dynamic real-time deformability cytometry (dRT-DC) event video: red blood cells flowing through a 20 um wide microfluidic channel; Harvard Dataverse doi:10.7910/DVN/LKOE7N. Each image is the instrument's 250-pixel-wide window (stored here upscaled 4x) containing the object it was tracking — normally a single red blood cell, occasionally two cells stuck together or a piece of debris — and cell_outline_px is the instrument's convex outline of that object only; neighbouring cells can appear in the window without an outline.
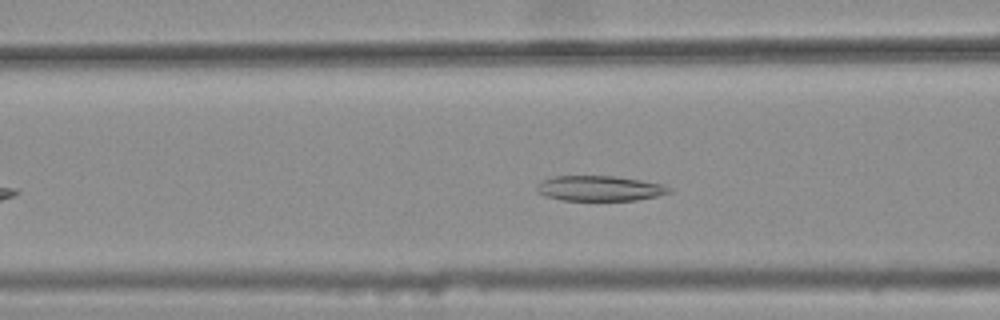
{"species": "common noctule bat (a hibernating species)", "species_latin": "Nyctalus noctula", "temperature_condition": "warm", "stored_images_in_passage": 36, "camera_frame_rate_fps": 3000, "um_per_image_px": 0.085, "animal": {"sex": "female", "body_mass_g": 25.1}, "frame": {"image": 1, "passage_image": 13, "time_ms": 4.0, "image_size_px": [1000, 320], "cell_outline_px": [[672, 192], [656, 196], [636, 200], [560, 200], [544, 196], [536, 192], [536, 184], [552, 176], [612, 176], [640, 180], [664, 184], [672, 188]], "centroid_in_image_um": [50.95, 16.01], "position_along_channel_um": 115.7, "area_um2": 19.54}}
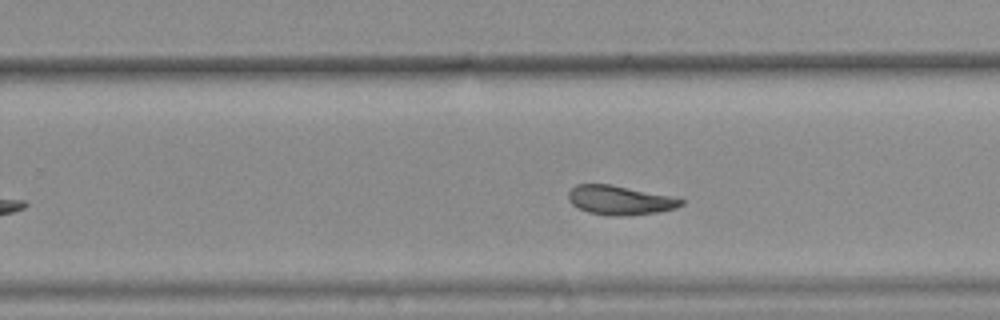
{"frame": {"image": 2, "passage_image": 26, "time_ms": 8.333, "image_size_px": [1000, 320], "cell_outline_px": [[684, 204], [676, 208], [656, 212], [620, 216], [588, 212], [572, 204], [568, 200], [568, 192], [576, 184], [608, 184], [668, 196], [684, 200]], "centroid_in_image_um": [52.65, 17.01], "position_along_channel_um": 277.2, "area_um2": 18.61}}
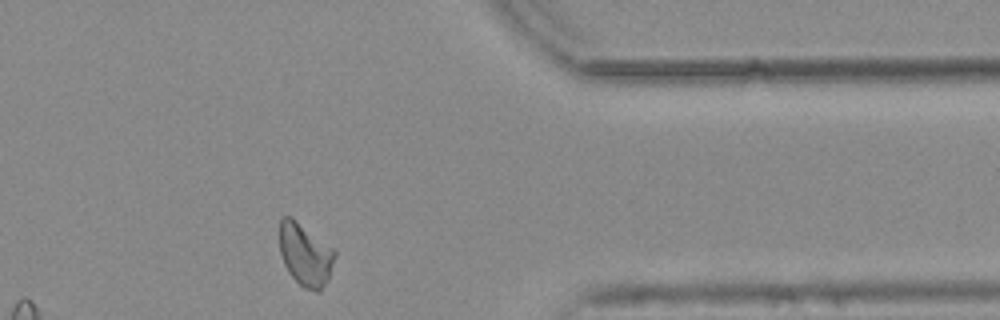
{"frame": {"image": 3, "passage_image": 36, "time_ms": 11.667, "image_size_px": [1000, 320], "cell_outline_px": [[336, 256], [328, 280], [320, 292], [316, 292], [304, 288], [288, 272], [284, 264], [280, 252], [280, 216], [292, 216], [332, 248], [336, 252]], "centroid_in_image_um": [25.95, 21.64], "position_along_channel_um": 385.5, "area_um2": 20.17}, "authors_computed_cell_mechanics": {"area_um2": 19.9699, "velocity_mm_per_s": 3.7354, "shape_relaxation_time_tau1_ms": null, "shape_relaxation_time_tau2_ms": 3.1104, "deformation_change_tau1": null, "deformation_change_tau2": 0.0844}}